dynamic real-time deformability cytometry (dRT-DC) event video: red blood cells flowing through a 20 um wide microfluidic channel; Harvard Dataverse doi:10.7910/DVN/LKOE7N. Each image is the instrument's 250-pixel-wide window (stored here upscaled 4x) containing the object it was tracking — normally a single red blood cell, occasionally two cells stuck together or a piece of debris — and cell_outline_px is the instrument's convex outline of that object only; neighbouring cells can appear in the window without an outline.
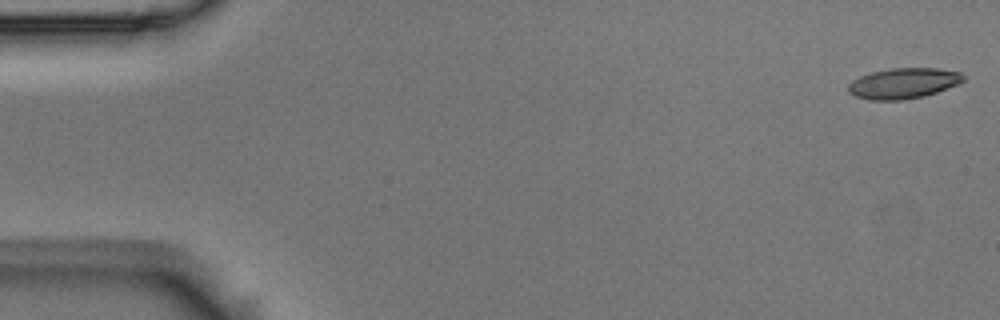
{"species": "Egyptian fruit bat (a non-hibernating species)", "species_latin": "Rousettus aegyptiacus", "temperature_condition": "room temperature", "stored_images_in_passage": 54, "camera_frame_rate_fps": 3000, "um_per_image_px": 0.085, "animal": {"sex": "male"}, "frame": {"image": 1, "passage_image": 1, "time_ms": 0.0, "image_size_px": [1000, 320], "cell_outline_px": [[964, 80], [956, 84], [936, 92], [924, 96], [900, 100], [872, 100], [856, 96], [848, 92], [848, 84], [852, 80], [860, 76], [872, 72], [892, 68], [936, 68], [960, 72], [964, 76]], "centroid_in_image_um": [76.76, 7.07], "position_along_channel_um": 8.2, "area_um2": 20.29}}
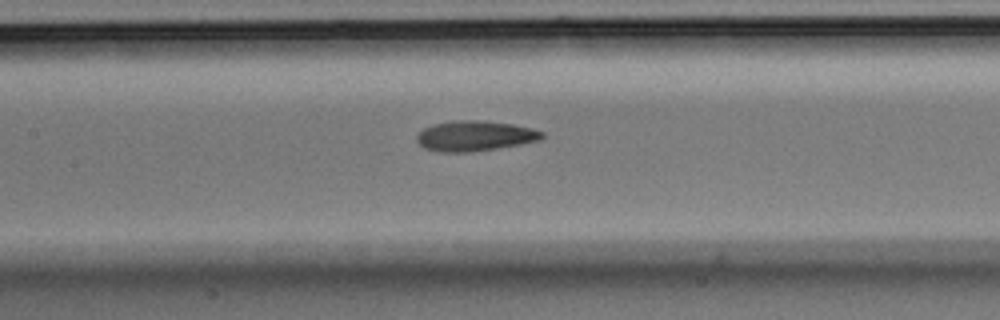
{"frame": {"image": 2, "passage_image": 25, "time_ms": 8.0, "image_size_px": [1000, 320], "cell_outline_px": [[544, 136], [540, 140], [520, 144], [496, 148], [464, 152], [440, 152], [424, 148], [416, 140], [416, 136], [424, 128], [432, 124], [460, 120], [476, 120], [512, 124], [532, 128], [544, 132]], "centroid_in_image_um": [40.36, 11.55], "position_along_channel_um": 167.0, "area_um2": 21.85}}
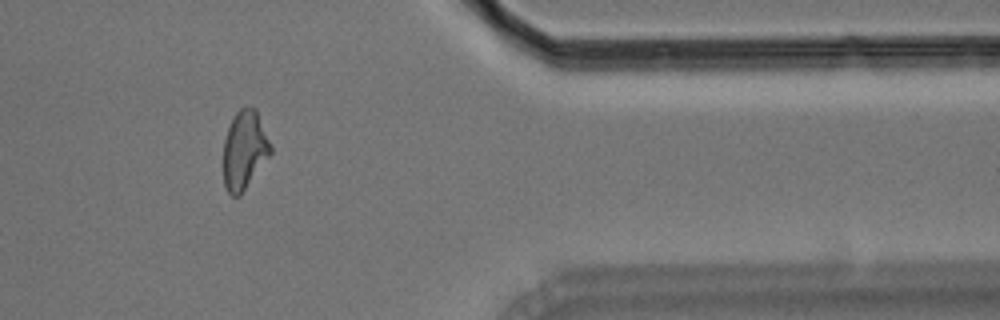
{"frame": {"image": 3, "passage_image": 45, "time_ms": 14.667, "image_size_px": [1000, 320], "cell_outline_px": [[272, 152], [240, 196], [232, 196], [228, 192], [224, 184], [224, 140], [228, 128], [236, 112], [240, 108], [256, 108], [272, 148]], "centroid_in_image_um": [20.78, 12.77], "position_along_channel_um": 390.6, "area_um2": 21.33}, "authors_computed_cell_mechanics": {"area_um2": 21.3282, "velocity_mm_per_s": 3.673, "shape_relaxation_time_tau1_ms": 9.2206, "shape_relaxation_time_tau2_ms": 1.9871, "deformation_change_tau1": 0.2323, "deformation_change_tau2": 0.0988}}